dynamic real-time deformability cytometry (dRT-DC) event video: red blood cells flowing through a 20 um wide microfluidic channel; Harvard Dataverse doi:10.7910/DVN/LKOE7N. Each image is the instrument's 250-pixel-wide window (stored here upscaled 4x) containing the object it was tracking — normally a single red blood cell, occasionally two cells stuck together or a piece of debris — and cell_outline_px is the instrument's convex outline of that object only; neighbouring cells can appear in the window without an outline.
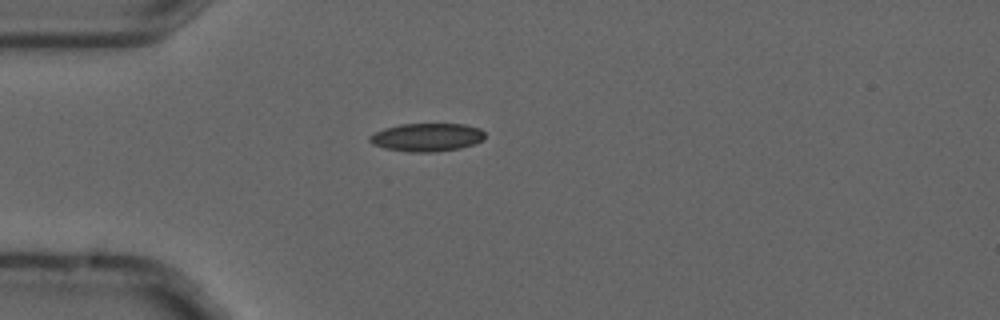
{"species": "common noctule bat (a hibernating species)", "species_latin": "Nyctalus noctula", "temperature_condition": "cold", "stored_images_in_passage": 1, "camera_frame_rate_fps": 3000, "um_per_image_px": 0.085, "animal": {"sex": "male", "forearm_length_mm": 52.5}, "frame": {"image": 1, "passage_image": 1, "time_ms": 0.0, "image_size_px": [1000, 320], "cell_outline_px": [[484, 140], [460, 148], [436, 152], [408, 152], [384, 148], [372, 144], [368, 140], [368, 136], [384, 128], [400, 124], [464, 124], [480, 128], [484, 132]], "centroid_in_image_um": [36.27, 11.67], "position_along_channel_um": 48.7, "area_um2": 19.02}}